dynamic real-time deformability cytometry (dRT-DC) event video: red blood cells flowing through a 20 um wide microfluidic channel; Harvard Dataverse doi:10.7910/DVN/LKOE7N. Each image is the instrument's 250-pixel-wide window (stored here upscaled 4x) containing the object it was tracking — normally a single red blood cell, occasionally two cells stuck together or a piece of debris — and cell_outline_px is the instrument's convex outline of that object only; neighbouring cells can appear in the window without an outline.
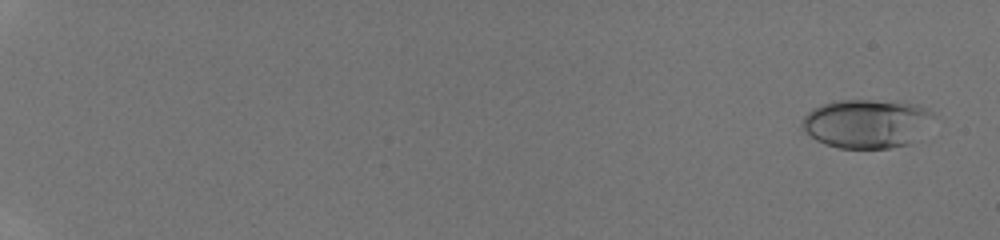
{"species": "human", "species_latin": "Homo sapiens", "temperature_condition": "room temperature", "stored_images_in_passage": 48, "camera_frame_rate_fps": 3000, "um_per_image_px": 0.085, "donor": {"sex": "male"}, "frame": {"image": 1, "passage_image": 3, "time_ms": 0.667, "image_size_px": [1000, 240], "cell_outline_px": [[932, 116], [908, 144], [888, 148], [840, 148], [824, 144], [816, 140], [804, 132], [800, 128], [800, 124], [804, 116], [812, 108], [820, 104], [836, 100], [896, 100], [920, 104], [928, 108], [932, 112]], "centroid_in_image_um": [73.56, 10.46], "position_along_channel_um": 11.4, "area_um2": 37.4}}
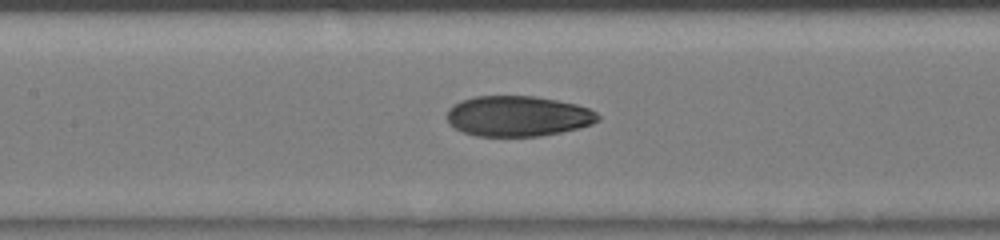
{"frame": {"image": 2, "passage_image": 27, "time_ms": 8.667, "image_size_px": [1000, 240], "cell_outline_px": [[600, 120], [592, 124], [580, 128], [540, 136], [476, 136], [464, 132], [456, 128], [448, 120], [448, 108], [452, 104], [460, 100], [472, 96], [536, 96], [576, 104], [588, 108], [596, 112], [600, 116]], "centroid_in_image_um": [44.03, 9.86], "position_along_channel_um": 163.4, "area_um2": 35.72}}
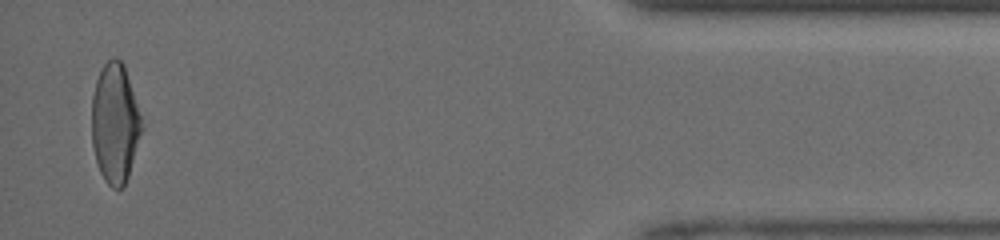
{"frame": {"image": 3, "passage_image": 47, "time_ms": 15.333, "image_size_px": [1000, 240], "cell_outline_px": [[144, 128], [128, 176], [124, 184], [120, 188], [112, 188], [104, 180], [100, 172], [96, 160], [92, 144], [92, 96], [96, 80], [104, 64], [112, 56], [116, 56], [124, 64]], "centroid_in_image_um": [9.77, 10.48], "position_along_channel_um": 425.4, "area_um2": 34.8}}